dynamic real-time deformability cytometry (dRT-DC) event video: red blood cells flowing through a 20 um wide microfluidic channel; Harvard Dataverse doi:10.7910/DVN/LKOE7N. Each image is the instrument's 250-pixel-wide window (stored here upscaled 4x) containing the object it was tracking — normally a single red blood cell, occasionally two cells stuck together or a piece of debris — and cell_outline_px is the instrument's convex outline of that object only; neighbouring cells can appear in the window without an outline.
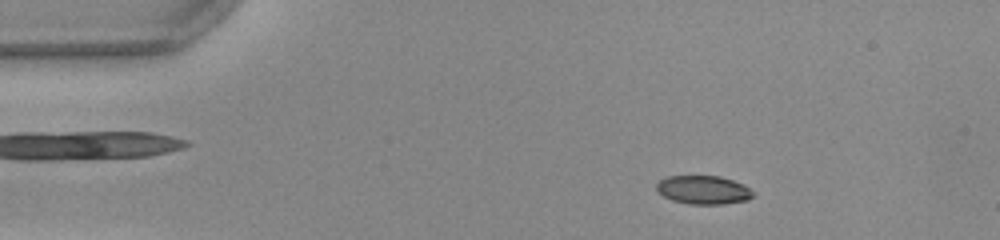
{"species": "common noctule bat (a hibernating species)", "species_latin": "Nyctalus noctula", "temperature_condition": "warm", "stored_images_in_passage": 51, "camera_frame_rate_fps": 3000, "um_per_image_px": 0.085, "animal": {"sex": "female", "body_mass_g": 22.0, "forearm_length_mm": 56.7}, "frame": {"image": 1, "passage_image": 8, "time_ms": 2.333, "image_size_px": [1000, 240], "cell_outline_px": [[752, 196], [748, 200], [724, 204], [688, 204], [672, 200], [656, 192], [656, 184], [660, 180], [668, 176], [720, 176], [744, 184], [752, 192]], "centroid_in_image_um": [59.75, 16.14], "position_along_channel_um": 25.2, "area_um2": 16.07}}
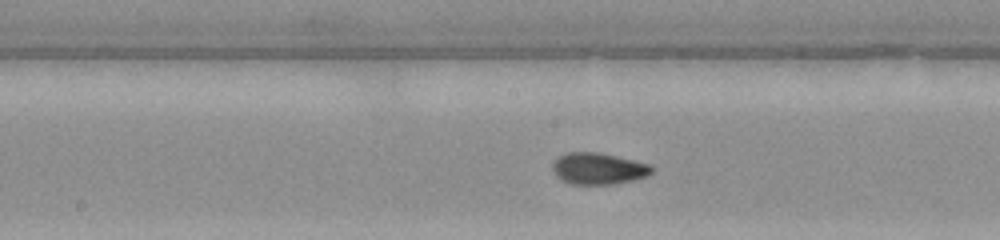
{"frame": {"image": 2, "passage_image": 26, "time_ms": 8.333, "image_size_px": [1000, 240], "cell_outline_px": [[652, 172], [648, 176], [616, 184], [572, 184], [560, 180], [556, 176], [552, 168], [552, 164], [560, 156], [568, 152], [596, 152], [616, 156], [648, 164], [652, 168]], "centroid_in_image_um": [50.83, 14.34], "position_along_channel_um": 197.4, "area_um2": 18.09}}
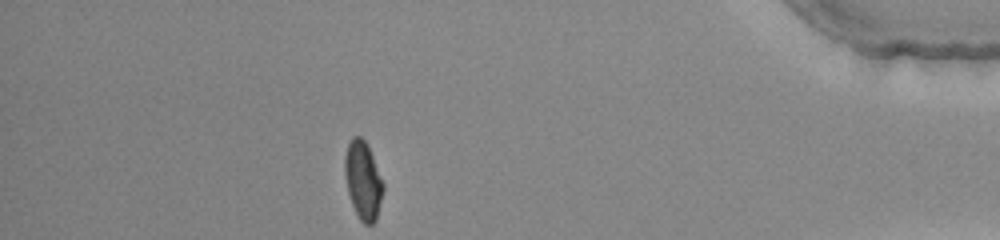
{"frame": {"image": 3, "passage_image": 45, "time_ms": 14.667, "image_size_px": [1000, 240], "cell_outline_px": [[384, 192], [376, 220], [372, 224], [364, 224], [360, 220], [352, 204], [348, 192], [344, 176], [344, 156], [348, 144], [352, 136], [360, 136], [368, 144], [384, 184]], "centroid_in_image_um": [30.86, 15.31], "position_along_channel_um": 404.3, "area_um2": 17.69}, "authors_computed_cell_mechanics": {"area_um2": 17.34, "velocity_mm_per_s": 4.0304, "shape_relaxation_time_tau1_ms": 8.3919, "shape_relaxation_time_tau2_ms": 1.14, "deformation_change_tau1": 0.286, "deformation_change_tau2": 0.0605}}